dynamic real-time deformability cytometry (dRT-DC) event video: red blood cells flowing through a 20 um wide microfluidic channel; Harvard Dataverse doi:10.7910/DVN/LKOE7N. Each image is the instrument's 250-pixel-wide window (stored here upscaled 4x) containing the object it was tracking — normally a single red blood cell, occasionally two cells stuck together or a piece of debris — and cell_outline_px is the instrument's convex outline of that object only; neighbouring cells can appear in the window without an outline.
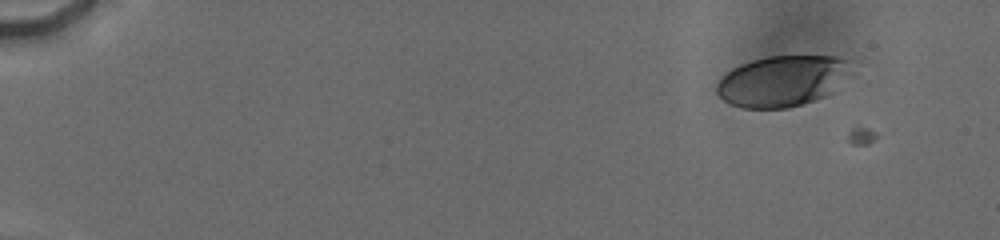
{"species": "human", "species_latin": "Homo sapiens", "temperature_condition": "cold", "stored_images_in_passage": 8, "camera_frame_rate_fps": 3000, "um_per_image_px": 0.085, "donor": {"sex": "male"}, "frame": {"image": 1, "passage_image": 7, "time_ms": 1.667, "image_size_px": [1000, 240], "cell_outline_px": [[852, 60], [832, 92], [824, 96], [788, 108], [744, 108], [728, 104], [716, 92], [716, 84], [732, 68], [740, 64], [752, 60], [768, 56], [836, 56]], "centroid_in_image_um": [66.41, 6.88], "position_along_channel_um": 18.6, "area_um2": 39.13}}